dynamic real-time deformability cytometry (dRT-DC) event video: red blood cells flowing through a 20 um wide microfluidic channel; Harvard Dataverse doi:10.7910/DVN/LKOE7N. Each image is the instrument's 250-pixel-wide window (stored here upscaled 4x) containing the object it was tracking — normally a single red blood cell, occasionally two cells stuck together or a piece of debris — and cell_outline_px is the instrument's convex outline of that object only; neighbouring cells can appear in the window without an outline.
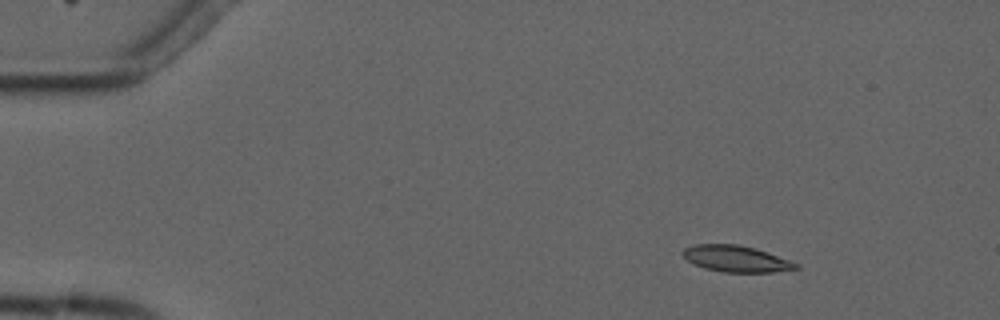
{"species": "common noctule bat (a hibernating species)", "species_latin": "Nyctalus noctula", "temperature_condition": "cold", "stored_images_in_passage": 9, "camera_frame_rate_fps": 3000, "um_per_image_px": 0.085, "animal": {"sex": "male", "forearm_length_mm": 52.5}, "frame": {"image": 1, "passage_image": 2, "time_ms": 2.0, "image_size_px": [1000, 320], "cell_outline_px": [[800, 268], [772, 272], [724, 272], [704, 268], [692, 264], [680, 252], [684, 248], [692, 244], [736, 244], [756, 248], [800, 264]], "centroid_in_image_um": [62.54, 21.99], "position_along_channel_um": 22.5, "area_um2": 17.46}}
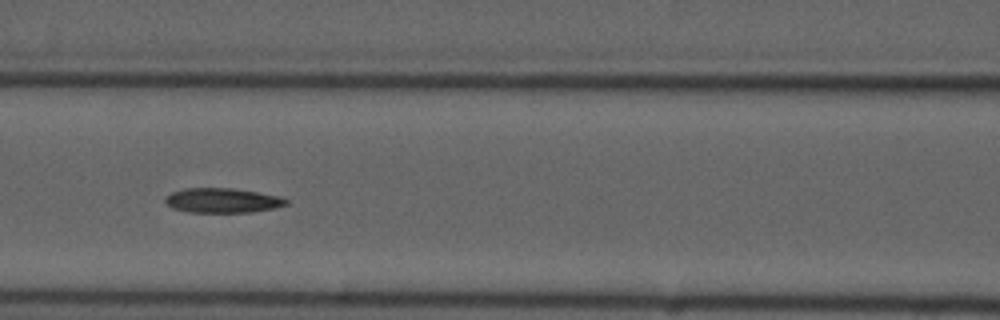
{"frame": {"image": 2, "passage_image": 7, "time_ms": 7.667, "image_size_px": [1000, 320], "cell_outline_px": [[288, 204], [276, 208], [252, 212], [192, 212], [172, 208], [164, 200], [172, 192], [184, 188], [232, 188], [280, 196], [288, 200]], "centroid_in_image_um": [18.95, 17.04], "position_along_channel_um": 147.7, "area_um2": 17.28}}
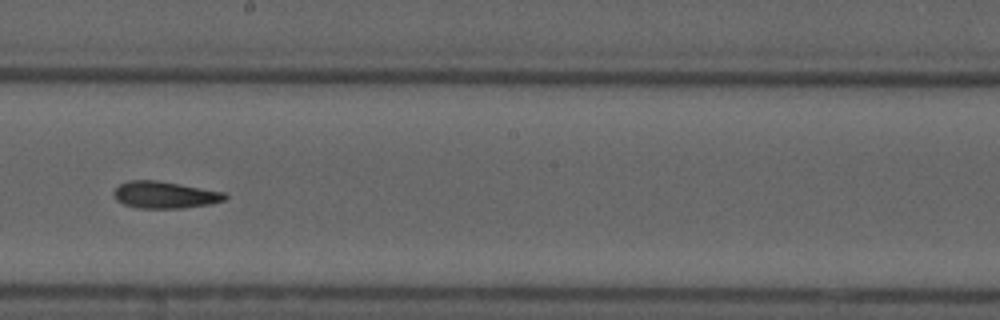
{"frame": {"image": 3, "passage_image": 9, "time_ms": 10.0, "image_size_px": [1000, 320], "cell_outline_px": [[228, 196], [224, 200], [212, 204], [180, 208], [136, 208], [124, 204], [116, 200], [112, 192], [120, 184], [128, 180], [156, 180], [180, 184], [224, 192]], "centroid_in_image_um": [13.99, 16.56], "position_along_channel_um": 234.2, "area_um2": 17.46}}